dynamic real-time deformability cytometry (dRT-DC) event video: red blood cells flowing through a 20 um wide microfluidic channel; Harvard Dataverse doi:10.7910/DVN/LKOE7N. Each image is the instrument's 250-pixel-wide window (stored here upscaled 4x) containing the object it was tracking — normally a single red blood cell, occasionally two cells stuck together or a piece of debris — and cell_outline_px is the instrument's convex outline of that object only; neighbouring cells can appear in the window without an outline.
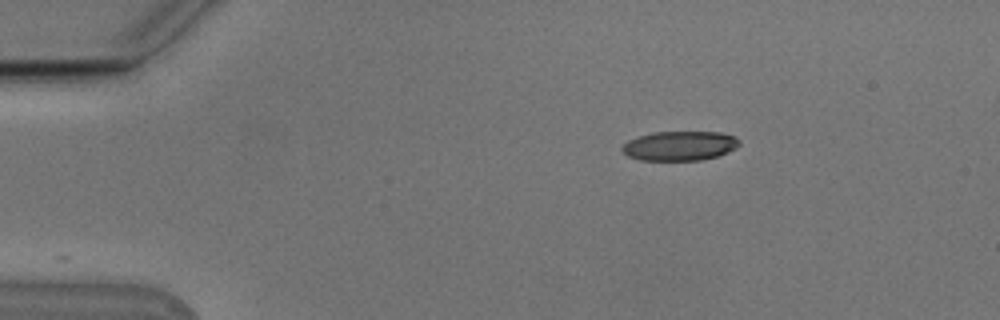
{"species": "Egyptian fruit bat (a non-hibernating species)", "species_latin": "Rousettus aegyptiacus", "temperature_condition": "cold", "stored_images_in_passage": 27, "camera_frame_rate_fps": 3000, "um_per_image_px": 0.085, "animal": {"sex": "male"}, "frame": {"image": 1, "passage_image": 1, "time_ms": 0.0, "image_size_px": [1000, 320], "cell_outline_px": [[740, 144], [736, 148], [728, 152], [716, 156], [700, 160], [640, 160], [628, 156], [620, 148], [628, 140], [652, 132], [720, 132], [736, 136], [740, 140]], "centroid_in_image_um": [57.8, 12.39], "position_along_channel_um": 27.2, "area_um2": 20.11}}
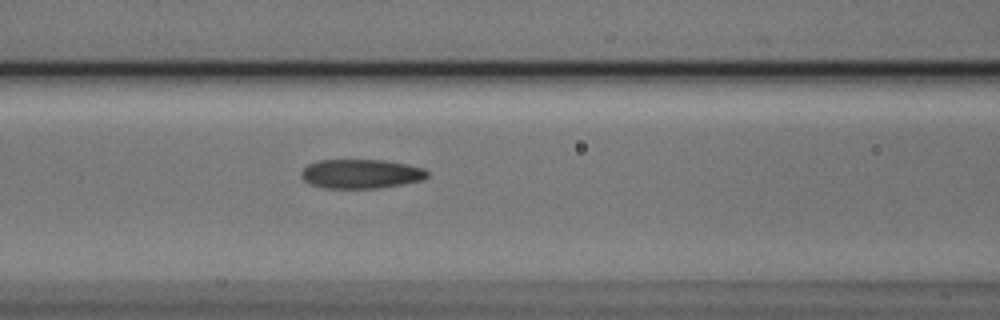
{"frame": {"image": 2, "passage_image": 15, "time_ms": 4.667, "image_size_px": [1000, 320], "cell_outline_px": [[428, 176], [424, 180], [404, 184], [380, 188], [324, 188], [308, 184], [300, 176], [300, 172], [308, 164], [316, 160], [384, 160], [408, 164], [424, 168], [428, 172]], "centroid_in_image_um": [30.68, 14.78], "position_along_channel_um": 135.9, "area_um2": 21.79}}
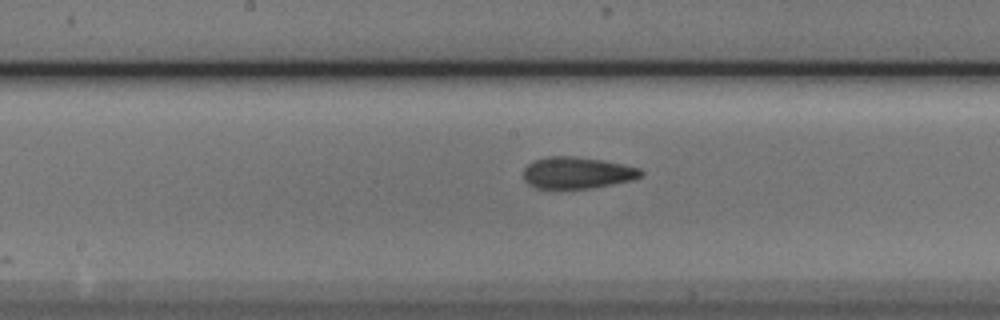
{"frame": {"image": 3, "passage_image": 20, "time_ms": 6.333, "image_size_px": [1000, 320], "cell_outline_px": [[644, 172], [640, 176], [632, 180], [592, 188], [536, 188], [528, 184], [524, 180], [524, 168], [528, 164], [536, 160], [548, 156], [576, 156], [600, 160], [640, 168]], "centroid_in_image_um": [49.04, 14.69], "position_along_channel_um": 199.2, "area_um2": 21.44}}